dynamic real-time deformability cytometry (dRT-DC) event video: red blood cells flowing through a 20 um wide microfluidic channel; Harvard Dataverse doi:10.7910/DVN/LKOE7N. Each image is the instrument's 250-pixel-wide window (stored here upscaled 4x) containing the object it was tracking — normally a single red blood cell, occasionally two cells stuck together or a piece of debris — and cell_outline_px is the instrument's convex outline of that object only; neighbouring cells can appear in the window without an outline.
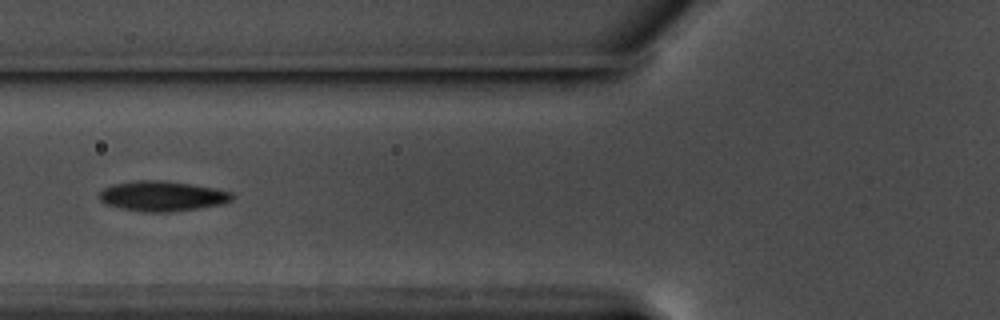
{"species": "common noctule bat (a hibernating species)", "species_latin": "Nyctalus noctula", "temperature_condition": "warm", "stored_images_in_passage": 23, "camera_frame_rate_fps": 3000, "um_per_image_px": 0.085, "animal": {"sex": "male", "body_mass_g": 17.5, "forearm_length_mm": 52.3}, "frame": {"image": 1, "passage_image": 7, "time_ms": 2.0, "image_size_px": [1000, 320], "cell_outline_px": [[236, 196], [232, 200], [224, 204], [172, 212], [140, 212], [120, 208], [104, 204], [100, 200], [100, 192], [104, 188], [112, 184], [136, 180], [160, 180], [192, 184], [216, 188], [232, 192]], "centroid_in_image_um": [13.81, 16.67], "position_along_channel_um": 112.0, "area_um2": 23.64}}
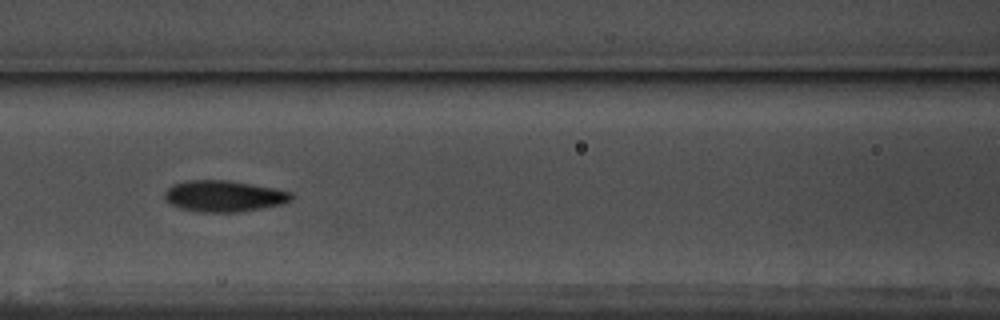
{"frame": {"image": 2, "passage_image": 10, "time_ms": 3.0, "image_size_px": [1000, 320], "cell_outline_px": [[292, 200], [280, 204], [264, 208], [236, 212], [200, 212], [180, 208], [172, 204], [164, 196], [164, 192], [172, 184], [188, 180], [224, 180], [276, 188], [292, 192]], "centroid_in_image_um": [19.04, 16.67], "position_along_channel_um": 147.6, "area_um2": 22.95}}
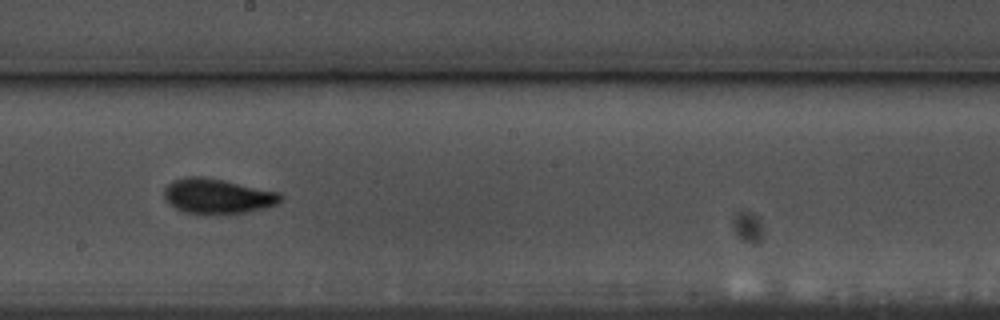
{"frame": {"image": 3, "passage_image": 17, "time_ms": 5.333, "image_size_px": [1000, 320], "cell_outline_px": [[284, 196], [276, 204], [264, 208], [248, 212], [228, 216], [184, 212], [168, 204], [164, 200], [164, 188], [172, 180], [184, 176], [200, 176], [280, 192]], "centroid_in_image_um": [18.46, 16.7], "position_along_channel_um": 229.7, "area_um2": 24.16}}